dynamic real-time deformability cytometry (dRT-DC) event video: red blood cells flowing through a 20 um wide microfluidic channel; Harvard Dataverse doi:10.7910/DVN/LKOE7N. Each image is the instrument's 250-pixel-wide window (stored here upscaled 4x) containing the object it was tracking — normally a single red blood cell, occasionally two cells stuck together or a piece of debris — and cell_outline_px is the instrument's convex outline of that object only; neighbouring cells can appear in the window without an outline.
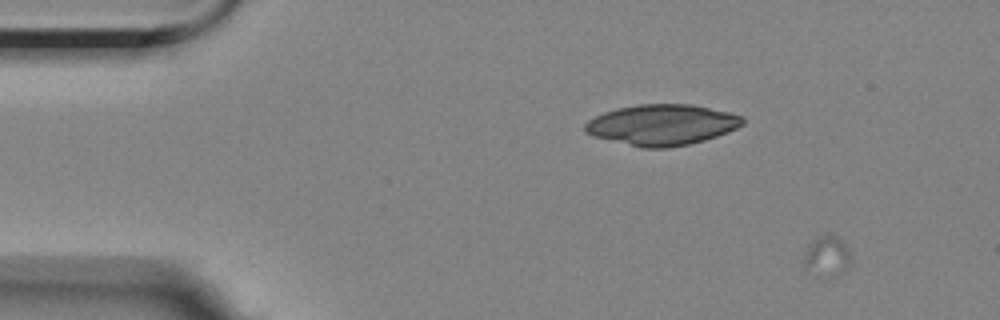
{"species": "Egyptian fruit bat (a non-hibernating species)", "species_latin": "Rousettus aegyptiacus", "temperature_condition": "room temperature", "stored_images_in_passage": 33, "camera_frame_rate_fps": 3000, "um_per_image_px": 0.085, "animal": {"sex": "female"}, "frame": {"image": 1, "passage_image": 7, "time_ms": 2.0, "image_size_px": [1000, 320], "cell_outline_px": [[852, 264], [844, 272], [836, 276], [816, 276], [804, 264], [804, 256], [808, 244], [812, 240], [820, 236], [836, 236], [848, 248], [852, 256]], "centroid_in_image_um": [70.34, 21.81], "position_along_channel_um": 14.7, "area_um2": 11.1}}